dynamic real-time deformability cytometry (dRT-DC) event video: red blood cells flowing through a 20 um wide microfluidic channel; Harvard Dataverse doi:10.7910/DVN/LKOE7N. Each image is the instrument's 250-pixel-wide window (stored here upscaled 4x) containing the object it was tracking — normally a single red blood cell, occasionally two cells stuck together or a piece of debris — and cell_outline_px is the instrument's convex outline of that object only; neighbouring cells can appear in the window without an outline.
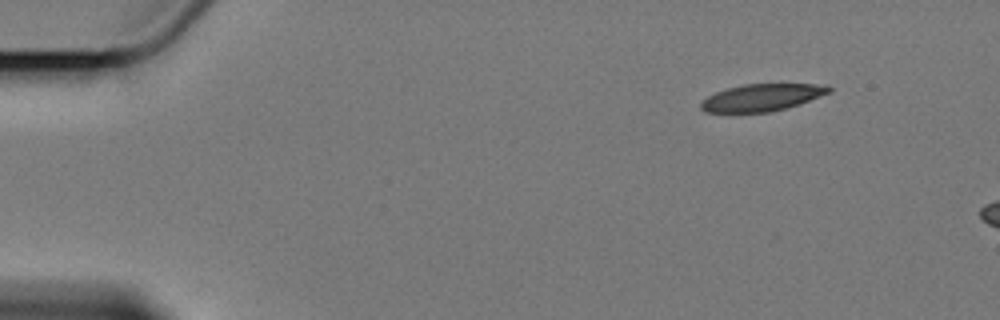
{"species": "Egyptian fruit bat (a non-hibernating species)", "species_latin": "Rousettus aegyptiacus", "temperature_condition": "cold", "stored_images_in_passage": 3, "camera_frame_rate_fps": 3000, "um_per_image_px": 0.085, "animal": {"sex": "female"}, "frame": {"image": 1, "passage_image": 1, "time_ms": 0.0, "image_size_px": [1000, 320], "cell_outline_px": [[832, 92], [800, 104], [768, 112], [704, 112], [700, 108], [700, 104], [708, 96], [716, 92], [728, 88], [744, 84], [828, 84], [832, 88]], "centroid_in_image_um": [64.81, 8.28], "position_along_channel_um": 20.2, "area_um2": 20.17}}
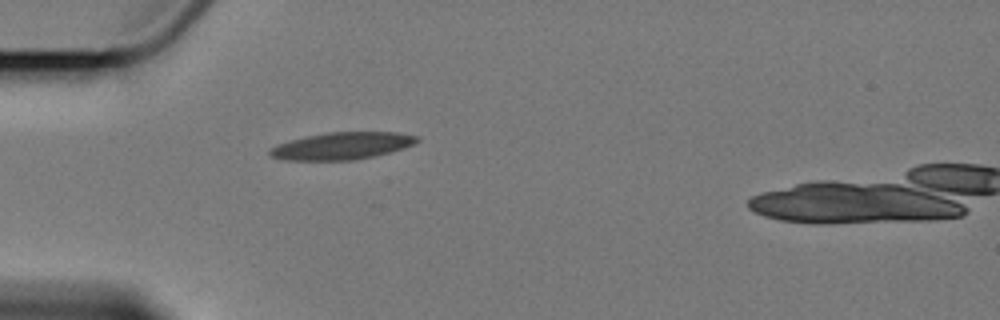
{"frame": {"image": 2, "passage_image": 2, "time_ms": 3.667, "image_size_px": [1000, 320], "cell_outline_px": [[420, 140], [404, 148], [372, 156], [352, 160], [288, 160], [272, 156], [268, 152], [268, 148], [276, 144], [288, 140], [304, 136], [328, 132], [400, 132], [420, 136]], "centroid_in_image_um": [29.04, 12.38], "position_along_channel_um": 56.0, "area_um2": 23.35}}